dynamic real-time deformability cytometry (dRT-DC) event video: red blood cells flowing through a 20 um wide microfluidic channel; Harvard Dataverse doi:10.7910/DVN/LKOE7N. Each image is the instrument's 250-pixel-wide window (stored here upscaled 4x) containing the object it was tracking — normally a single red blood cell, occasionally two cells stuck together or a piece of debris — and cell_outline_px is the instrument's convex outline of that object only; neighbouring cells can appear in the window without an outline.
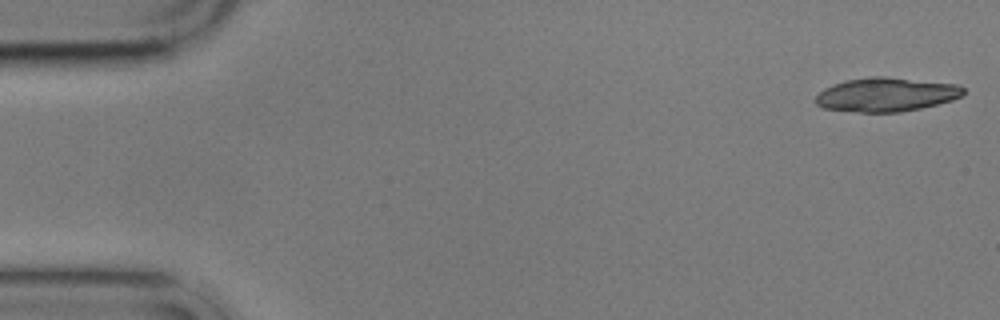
{"species": "common noctule bat (a hibernating species)", "species_latin": "Nyctalus noctula", "temperature_condition": "cold", "stored_images_in_passage": 5, "camera_frame_rate_fps": 3000, "um_per_image_px": 0.085, "animal": {"sex": "male", "body_mass_g": 17.9}, "frame": {"image": 1, "passage_image": 1, "time_ms": 0.0, "image_size_px": [1000, 320], "cell_outline_px": [[964, 96], [952, 100], [920, 108], [900, 112], [860, 112], [824, 108], [816, 104], [816, 96], [824, 88], [832, 84], [844, 80], [868, 76], [884, 76], [956, 84], [964, 88]], "centroid_in_image_um": [75.32, 8.03], "position_along_channel_um": 9.7, "area_um2": 29.25}}